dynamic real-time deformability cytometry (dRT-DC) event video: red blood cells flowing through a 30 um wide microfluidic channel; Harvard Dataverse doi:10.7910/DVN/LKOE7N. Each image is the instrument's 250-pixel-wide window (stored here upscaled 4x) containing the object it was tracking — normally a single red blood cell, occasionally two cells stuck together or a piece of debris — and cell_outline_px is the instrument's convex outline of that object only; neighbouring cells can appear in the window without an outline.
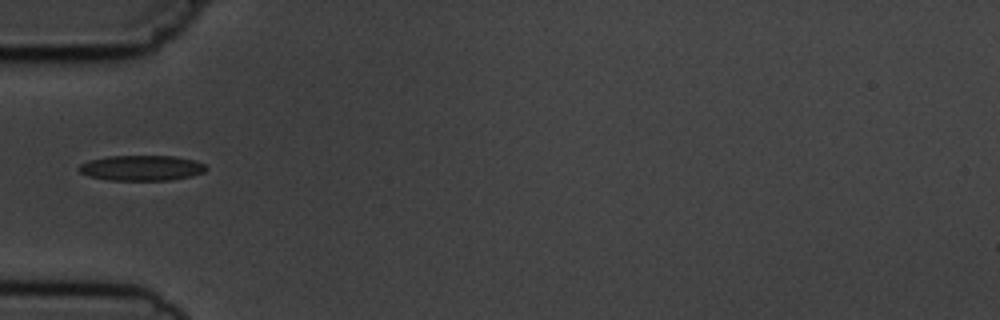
{"species": "common noctule bat (a hibernating species)", "species_latin": "Nyctalus noctula", "temperature_condition": "cold", "stored_images_in_passage": 8, "camera_frame_rate_fps": 3000, "um_per_image_px": 0.085, "animal": {"sex": "male", "body_mass_g": 19.5, "forearm_length_mm": 54.6}, "frame": {"image": 1, "passage_image": 4, "time_ms": 4.333, "image_size_px": [1000, 320], "cell_outline_px": [[208, 168], [204, 172], [192, 176], [168, 180], [108, 180], [88, 176], [80, 172], [76, 168], [80, 164], [88, 160], [108, 156], [172, 156], [196, 160], [204, 164]], "centroid_in_image_um": [12.01, 14.27], "position_along_channel_um": 73.0, "area_um2": 18.9}}
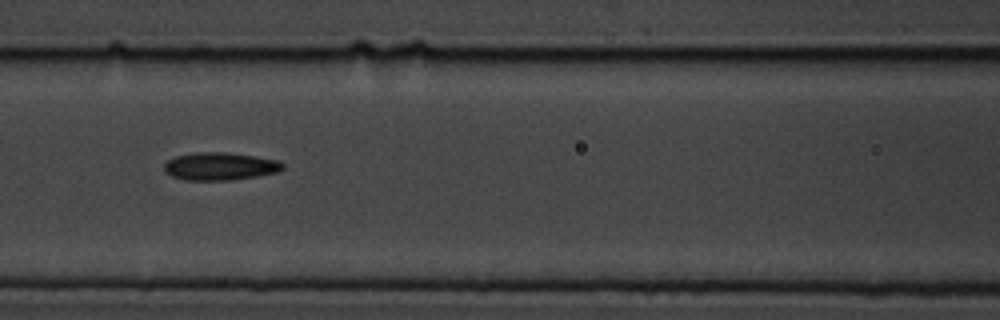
{"frame": {"image": 2, "passage_image": 6, "time_ms": 6.333, "image_size_px": [1000, 320], "cell_outline_px": [[284, 168], [280, 172], [232, 180], [184, 180], [172, 176], [164, 168], [164, 164], [168, 160], [176, 156], [196, 152], [228, 152], [276, 160], [284, 164]], "centroid_in_image_um": [18.71, 14.14], "position_along_channel_um": 147.9, "area_um2": 19.07}}
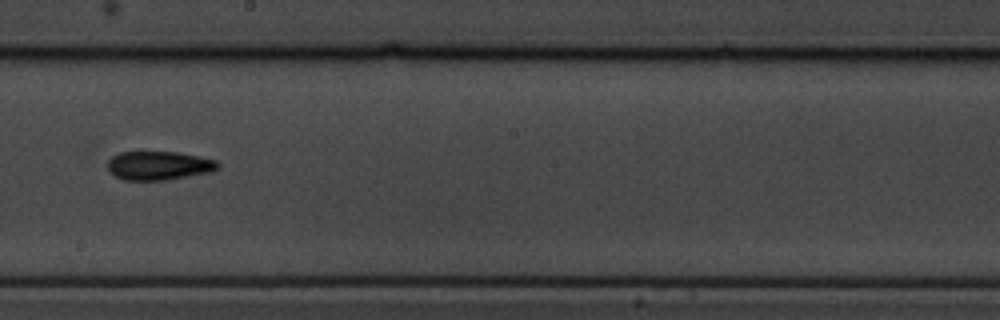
{"frame": {"image": 3, "passage_image": 8, "time_ms": 8.667, "image_size_px": [1000, 320], "cell_outline_px": [[220, 168], [212, 172], [168, 180], [124, 180], [108, 172], [108, 160], [112, 156], [120, 152], [176, 152], [216, 160], [220, 164]], "centroid_in_image_um": [13.51, 14.08], "position_along_channel_um": 234.7, "area_um2": 18.61}}